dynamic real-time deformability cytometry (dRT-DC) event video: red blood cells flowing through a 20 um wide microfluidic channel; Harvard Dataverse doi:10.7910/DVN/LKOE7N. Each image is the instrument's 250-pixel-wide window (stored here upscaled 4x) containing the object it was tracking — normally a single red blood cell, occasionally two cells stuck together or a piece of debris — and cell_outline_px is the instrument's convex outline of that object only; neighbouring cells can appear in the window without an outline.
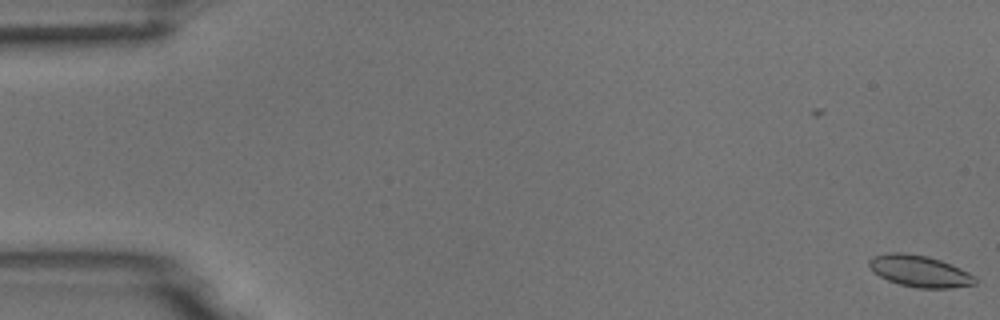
{"species": "common noctule bat (a hibernating species)", "species_latin": "Nyctalus noctula", "temperature_condition": "room temperature", "stored_images_in_passage": 55, "camera_frame_rate_fps": 3000, "um_per_image_px": 0.085, "animal": {"sex": "male", "body_mass_g": 18.8}, "frame": {"image": 1, "passage_image": 1, "time_ms": 0.0, "image_size_px": [1000, 320], "cell_outline_px": [[976, 284], [952, 288], [916, 288], [900, 284], [888, 280], [880, 276], [868, 264], [868, 260], [872, 256], [888, 252], [904, 252], [928, 256], [940, 260], [960, 268], [968, 272], [976, 280]], "centroid_in_image_um": [78.15, 23.04], "position_along_channel_um": 6.8, "area_um2": 19.42}}
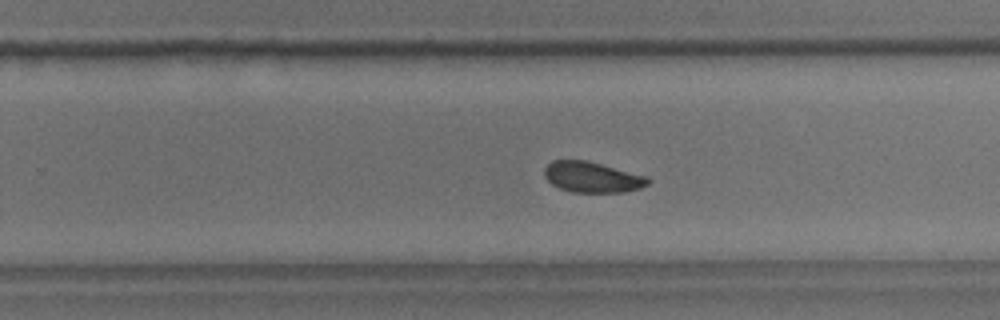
{"frame": {"image": 2, "passage_image": 35, "time_ms": 11.333, "image_size_px": [1000, 320], "cell_outline_px": [[652, 180], [648, 184], [640, 188], [624, 192], [572, 192], [560, 188], [552, 184], [544, 176], [544, 168], [552, 160], [584, 160], [648, 176]], "centroid_in_image_um": [50.34, 15.06], "position_along_channel_um": 279.5, "area_um2": 18.44}}
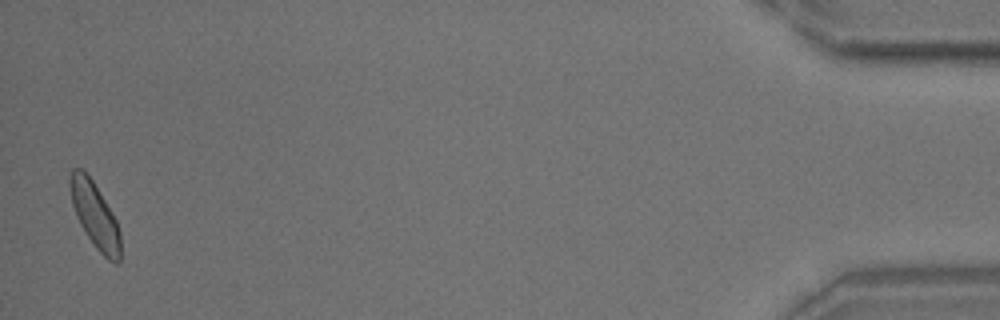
{"frame": {"image": 3, "passage_image": 54, "time_ms": 17.667, "image_size_px": [1000, 320], "cell_outline_px": [[120, 260], [116, 264], [108, 260], [96, 248], [80, 224], [76, 216], [72, 204], [68, 184], [68, 176], [72, 168], [80, 168], [92, 180], [112, 212], [116, 220], [120, 232]], "centroid_in_image_um": [8.04, 18.28], "position_along_channel_um": 427.2, "area_um2": 19.19}, "authors_computed_cell_mechanics": {"area_um2": 19.3052, "velocity_mm_per_s": 3.7411, "shape_relaxation_time_tau1_ms": 3.4471, "shape_relaxation_time_tau2_ms": 3.9506, "deformation_change_tau1": 0.0755, "deformation_change_tau2": 0.0727}}